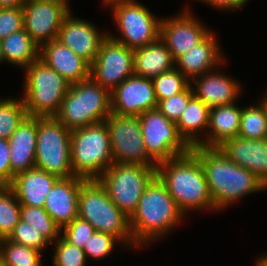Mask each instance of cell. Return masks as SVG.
Here are the masks:
<instances>
[{
    "label": "cell",
    "mask_w": 267,
    "mask_h": 266,
    "mask_svg": "<svg viewBox=\"0 0 267 266\" xmlns=\"http://www.w3.org/2000/svg\"><path fill=\"white\" fill-rule=\"evenodd\" d=\"M191 151L205 171L215 211L228 208L241 197L267 189L254 173L235 164L219 148L194 146Z\"/></svg>",
    "instance_id": "6da1fadb"
},
{
    "label": "cell",
    "mask_w": 267,
    "mask_h": 266,
    "mask_svg": "<svg viewBox=\"0 0 267 266\" xmlns=\"http://www.w3.org/2000/svg\"><path fill=\"white\" fill-rule=\"evenodd\" d=\"M156 176L184 215L195 209L214 210L205 171L191 150L184 155L158 163Z\"/></svg>",
    "instance_id": "7a4b0ae2"
},
{
    "label": "cell",
    "mask_w": 267,
    "mask_h": 266,
    "mask_svg": "<svg viewBox=\"0 0 267 266\" xmlns=\"http://www.w3.org/2000/svg\"><path fill=\"white\" fill-rule=\"evenodd\" d=\"M184 216L165 185L156 176L143 192L136 211L129 218L134 244L141 247L159 240L172 232L170 230L180 224Z\"/></svg>",
    "instance_id": "3957f363"
},
{
    "label": "cell",
    "mask_w": 267,
    "mask_h": 266,
    "mask_svg": "<svg viewBox=\"0 0 267 266\" xmlns=\"http://www.w3.org/2000/svg\"><path fill=\"white\" fill-rule=\"evenodd\" d=\"M78 217L89 222L95 231L116 237L126 247H136L130 230L129 217L111 201L105 187L98 179L85 180L81 184Z\"/></svg>",
    "instance_id": "277c9868"
},
{
    "label": "cell",
    "mask_w": 267,
    "mask_h": 266,
    "mask_svg": "<svg viewBox=\"0 0 267 266\" xmlns=\"http://www.w3.org/2000/svg\"><path fill=\"white\" fill-rule=\"evenodd\" d=\"M110 113V92L90 77L70 85L54 117L69 131H74L105 122Z\"/></svg>",
    "instance_id": "5b68a950"
},
{
    "label": "cell",
    "mask_w": 267,
    "mask_h": 266,
    "mask_svg": "<svg viewBox=\"0 0 267 266\" xmlns=\"http://www.w3.org/2000/svg\"><path fill=\"white\" fill-rule=\"evenodd\" d=\"M24 71V94L21 98L27 115L54 117L71 84L40 59Z\"/></svg>",
    "instance_id": "8992f818"
},
{
    "label": "cell",
    "mask_w": 267,
    "mask_h": 266,
    "mask_svg": "<svg viewBox=\"0 0 267 266\" xmlns=\"http://www.w3.org/2000/svg\"><path fill=\"white\" fill-rule=\"evenodd\" d=\"M70 154L75 176L98 179L114 163L106 122L71 131Z\"/></svg>",
    "instance_id": "52a82bcc"
},
{
    "label": "cell",
    "mask_w": 267,
    "mask_h": 266,
    "mask_svg": "<svg viewBox=\"0 0 267 266\" xmlns=\"http://www.w3.org/2000/svg\"><path fill=\"white\" fill-rule=\"evenodd\" d=\"M70 147L71 131L55 117H38L35 168L59 179L75 176Z\"/></svg>",
    "instance_id": "ba28073f"
},
{
    "label": "cell",
    "mask_w": 267,
    "mask_h": 266,
    "mask_svg": "<svg viewBox=\"0 0 267 266\" xmlns=\"http://www.w3.org/2000/svg\"><path fill=\"white\" fill-rule=\"evenodd\" d=\"M156 177V169L140 164L113 163L99 178L111 201L127 216L136 211L143 192Z\"/></svg>",
    "instance_id": "9c48e42d"
},
{
    "label": "cell",
    "mask_w": 267,
    "mask_h": 266,
    "mask_svg": "<svg viewBox=\"0 0 267 266\" xmlns=\"http://www.w3.org/2000/svg\"><path fill=\"white\" fill-rule=\"evenodd\" d=\"M120 37L108 36L128 48L136 49L151 44L160 37L161 19L136 0H115L108 3ZM158 18V19H157Z\"/></svg>",
    "instance_id": "30bf717a"
},
{
    "label": "cell",
    "mask_w": 267,
    "mask_h": 266,
    "mask_svg": "<svg viewBox=\"0 0 267 266\" xmlns=\"http://www.w3.org/2000/svg\"><path fill=\"white\" fill-rule=\"evenodd\" d=\"M105 122L114 163L157 168L158 163L148 154L143 142L138 116H121L111 112Z\"/></svg>",
    "instance_id": "8fae6325"
},
{
    "label": "cell",
    "mask_w": 267,
    "mask_h": 266,
    "mask_svg": "<svg viewBox=\"0 0 267 266\" xmlns=\"http://www.w3.org/2000/svg\"><path fill=\"white\" fill-rule=\"evenodd\" d=\"M138 118L146 150L157 163L191 150L179 135L176 123L167 119L157 108L142 113Z\"/></svg>",
    "instance_id": "7c38bea8"
},
{
    "label": "cell",
    "mask_w": 267,
    "mask_h": 266,
    "mask_svg": "<svg viewBox=\"0 0 267 266\" xmlns=\"http://www.w3.org/2000/svg\"><path fill=\"white\" fill-rule=\"evenodd\" d=\"M134 49L107 37L90 68V77L110 93L134 75Z\"/></svg>",
    "instance_id": "4fadbf2b"
},
{
    "label": "cell",
    "mask_w": 267,
    "mask_h": 266,
    "mask_svg": "<svg viewBox=\"0 0 267 266\" xmlns=\"http://www.w3.org/2000/svg\"><path fill=\"white\" fill-rule=\"evenodd\" d=\"M69 1H26L24 29L39 46L56 40L63 20L71 12Z\"/></svg>",
    "instance_id": "5bb4252c"
},
{
    "label": "cell",
    "mask_w": 267,
    "mask_h": 266,
    "mask_svg": "<svg viewBox=\"0 0 267 266\" xmlns=\"http://www.w3.org/2000/svg\"><path fill=\"white\" fill-rule=\"evenodd\" d=\"M111 112L121 116H139L158 107L152 79L132 75L111 93Z\"/></svg>",
    "instance_id": "9a60e30c"
},
{
    "label": "cell",
    "mask_w": 267,
    "mask_h": 266,
    "mask_svg": "<svg viewBox=\"0 0 267 266\" xmlns=\"http://www.w3.org/2000/svg\"><path fill=\"white\" fill-rule=\"evenodd\" d=\"M188 10L184 8L183 12L174 17L161 18L160 38L174 59L194 48L210 32Z\"/></svg>",
    "instance_id": "2e32d148"
},
{
    "label": "cell",
    "mask_w": 267,
    "mask_h": 266,
    "mask_svg": "<svg viewBox=\"0 0 267 266\" xmlns=\"http://www.w3.org/2000/svg\"><path fill=\"white\" fill-rule=\"evenodd\" d=\"M71 14L72 11L63 20L57 39L91 65L97 58L101 44L108 37V32L100 33L90 21Z\"/></svg>",
    "instance_id": "e0dca14e"
},
{
    "label": "cell",
    "mask_w": 267,
    "mask_h": 266,
    "mask_svg": "<svg viewBox=\"0 0 267 266\" xmlns=\"http://www.w3.org/2000/svg\"><path fill=\"white\" fill-rule=\"evenodd\" d=\"M192 82L195 84H191L194 96L209 108L236 103L242 92L238 81L220 71H208L193 78Z\"/></svg>",
    "instance_id": "ac0fdd59"
},
{
    "label": "cell",
    "mask_w": 267,
    "mask_h": 266,
    "mask_svg": "<svg viewBox=\"0 0 267 266\" xmlns=\"http://www.w3.org/2000/svg\"><path fill=\"white\" fill-rule=\"evenodd\" d=\"M85 180L78 176L59 179L48 192L43 208L61 229L78 217V198Z\"/></svg>",
    "instance_id": "d6986e66"
},
{
    "label": "cell",
    "mask_w": 267,
    "mask_h": 266,
    "mask_svg": "<svg viewBox=\"0 0 267 266\" xmlns=\"http://www.w3.org/2000/svg\"><path fill=\"white\" fill-rule=\"evenodd\" d=\"M218 148L231 161L254 173L267 185V138L256 140L237 136Z\"/></svg>",
    "instance_id": "ffe728a7"
},
{
    "label": "cell",
    "mask_w": 267,
    "mask_h": 266,
    "mask_svg": "<svg viewBox=\"0 0 267 266\" xmlns=\"http://www.w3.org/2000/svg\"><path fill=\"white\" fill-rule=\"evenodd\" d=\"M39 59L57 71L71 85L90 78L91 65L58 39L40 47Z\"/></svg>",
    "instance_id": "44dd1931"
},
{
    "label": "cell",
    "mask_w": 267,
    "mask_h": 266,
    "mask_svg": "<svg viewBox=\"0 0 267 266\" xmlns=\"http://www.w3.org/2000/svg\"><path fill=\"white\" fill-rule=\"evenodd\" d=\"M216 35L210 31L194 48L175 59L177 68L189 81L204 73L215 70L225 62Z\"/></svg>",
    "instance_id": "7402d4cb"
},
{
    "label": "cell",
    "mask_w": 267,
    "mask_h": 266,
    "mask_svg": "<svg viewBox=\"0 0 267 266\" xmlns=\"http://www.w3.org/2000/svg\"><path fill=\"white\" fill-rule=\"evenodd\" d=\"M38 117L26 116L8 139L10 164L14 175L35 168Z\"/></svg>",
    "instance_id": "603a6c76"
},
{
    "label": "cell",
    "mask_w": 267,
    "mask_h": 266,
    "mask_svg": "<svg viewBox=\"0 0 267 266\" xmlns=\"http://www.w3.org/2000/svg\"><path fill=\"white\" fill-rule=\"evenodd\" d=\"M58 180L44 170L33 168L15 175L10 187L21 205L43 207Z\"/></svg>",
    "instance_id": "cb8c5ba5"
},
{
    "label": "cell",
    "mask_w": 267,
    "mask_h": 266,
    "mask_svg": "<svg viewBox=\"0 0 267 266\" xmlns=\"http://www.w3.org/2000/svg\"><path fill=\"white\" fill-rule=\"evenodd\" d=\"M241 113L242 108L236 103L211 107L209 110V126L206 137L197 146L218 148L225 141L237 137L239 134Z\"/></svg>",
    "instance_id": "d4e9b609"
},
{
    "label": "cell",
    "mask_w": 267,
    "mask_h": 266,
    "mask_svg": "<svg viewBox=\"0 0 267 266\" xmlns=\"http://www.w3.org/2000/svg\"><path fill=\"white\" fill-rule=\"evenodd\" d=\"M134 75L154 78L175 68V59L159 37L149 45L134 49Z\"/></svg>",
    "instance_id": "484cf974"
},
{
    "label": "cell",
    "mask_w": 267,
    "mask_h": 266,
    "mask_svg": "<svg viewBox=\"0 0 267 266\" xmlns=\"http://www.w3.org/2000/svg\"><path fill=\"white\" fill-rule=\"evenodd\" d=\"M209 110L208 106L193 96L176 122L179 135L190 147L197 146L201 142L203 138H200L199 134L202 135V132L204 133L203 137L204 135L206 137L205 132L209 126ZM197 133H199L198 136Z\"/></svg>",
    "instance_id": "4316f807"
},
{
    "label": "cell",
    "mask_w": 267,
    "mask_h": 266,
    "mask_svg": "<svg viewBox=\"0 0 267 266\" xmlns=\"http://www.w3.org/2000/svg\"><path fill=\"white\" fill-rule=\"evenodd\" d=\"M4 61L26 69L32 62L39 59L40 47L32 37L22 29L1 40Z\"/></svg>",
    "instance_id": "83f0119b"
},
{
    "label": "cell",
    "mask_w": 267,
    "mask_h": 266,
    "mask_svg": "<svg viewBox=\"0 0 267 266\" xmlns=\"http://www.w3.org/2000/svg\"><path fill=\"white\" fill-rule=\"evenodd\" d=\"M256 105L242 107L238 137L262 140L267 138V111L260 100Z\"/></svg>",
    "instance_id": "f1b7e54d"
},
{
    "label": "cell",
    "mask_w": 267,
    "mask_h": 266,
    "mask_svg": "<svg viewBox=\"0 0 267 266\" xmlns=\"http://www.w3.org/2000/svg\"><path fill=\"white\" fill-rule=\"evenodd\" d=\"M21 220V204L10 186H0V237L8 238Z\"/></svg>",
    "instance_id": "f546056e"
},
{
    "label": "cell",
    "mask_w": 267,
    "mask_h": 266,
    "mask_svg": "<svg viewBox=\"0 0 267 266\" xmlns=\"http://www.w3.org/2000/svg\"><path fill=\"white\" fill-rule=\"evenodd\" d=\"M42 252L3 238L0 242V257L6 266H42Z\"/></svg>",
    "instance_id": "4dcf8cb0"
},
{
    "label": "cell",
    "mask_w": 267,
    "mask_h": 266,
    "mask_svg": "<svg viewBox=\"0 0 267 266\" xmlns=\"http://www.w3.org/2000/svg\"><path fill=\"white\" fill-rule=\"evenodd\" d=\"M21 220L43 234L51 244L61 236V228L43 207L21 205Z\"/></svg>",
    "instance_id": "1f68e13d"
},
{
    "label": "cell",
    "mask_w": 267,
    "mask_h": 266,
    "mask_svg": "<svg viewBox=\"0 0 267 266\" xmlns=\"http://www.w3.org/2000/svg\"><path fill=\"white\" fill-rule=\"evenodd\" d=\"M26 116L21 97L0 99V138L8 140Z\"/></svg>",
    "instance_id": "d6a6232c"
},
{
    "label": "cell",
    "mask_w": 267,
    "mask_h": 266,
    "mask_svg": "<svg viewBox=\"0 0 267 266\" xmlns=\"http://www.w3.org/2000/svg\"><path fill=\"white\" fill-rule=\"evenodd\" d=\"M152 82L158 102L179 94L191 84L177 68L152 78Z\"/></svg>",
    "instance_id": "836d02e7"
},
{
    "label": "cell",
    "mask_w": 267,
    "mask_h": 266,
    "mask_svg": "<svg viewBox=\"0 0 267 266\" xmlns=\"http://www.w3.org/2000/svg\"><path fill=\"white\" fill-rule=\"evenodd\" d=\"M7 239L13 243L34 248L40 252H44L51 243L43 234L23 220L18 222L14 231Z\"/></svg>",
    "instance_id": "e575fe53"
},
{
    "label": "cell",
    "mask_w": 267,
    "mask_h": 266,
    "mask_svg": "<svg viewBox=\"0 0 267 266\" xmlns=\"http://www.w3.org/2000/svg\"><path fill=\"white\" fill-rule=\"evenodd\" d=\"M54 266H87L86 255L83 248L73 246L61 236L54 242Z\"/></svg>",
    "instance_id": "d590c367"
},
{
    "label": "cell",
    "mask_w": 267,
    "mask_h": 266,
    "mask_svg": "<svg viewBox=\"0 0 267 266\" xmlns=\"http://www.w3.org/2000/svg\"><path fill=\"white\" fill-rule=\"evenodd\" d=\"M117 241L119 242V240L112 235L95 231L83 248L86 259L91 258L97 260L107 257V255H110L112 251H114Z\"/></svg>",
    "instance_id": "8d00e7d4"
},
{
    "label": "cell",
    "mask_w": 267,
    "mask_h": 266,
    "mask_svg": "<svg viewBox=\"0 0 267 266\" xmlns=\"http://www.w3.org/2000/svg\"><path fill=\"white\" fill-rule=\"evenodd\" d=\"M94 232L95 229L89 222L77 217L61 229V237L73 246L84 248Z\"/></svg>",
    "instance_id": "74e56055"
},
{
    "label": "cell",
    "mask_w": 267,
    "mask_h": 266,
    "mask_svg": "<svg viewBox=\"0 0 267 266\" xmlns=\"http://www.w3.org/2000/svg\"><path fill=\"white\" fill-rule=\"evenodd\" d=\"M194 96L191 84L182 92L170 98L160 100L157 109L169 120L177 122L186 108L189 100Z\"/></svg>",
    "instance_id": "f35d334b"
},
{
    "label": "cell",
    "mask_w": 267,
    "mask_h": 266,
    "mask_svg": "<svg viewBox=\"0 0 267 266\" xmlns=\"http://www.w3.org/2000/svg\"><path fill=\"white\" fill-rule=\"evenodd\" d=\"M22 29H24L22 7L0 8V41Z\"/></svg>",
    "instance_id": "ab89813d"
},
{
    "label": "cell",
    "mask_w": 267,
    "mask_h": 266,
    "mask_svg": "<svg viewBox=\"0 0 267 266\" xmlns=\"http://www.w3.org/2000/svg\"><path fill=\"white\" fill-rule=\"evenodd\" d=\"M9 152V141L0 138V186H10L15 176L11 171Z\"/></svg>",
    "instance_id": "60d3db41"
},
{
    "label": "cell",
    "mask_w": 267,
    "mask_h": 266,
    "mask_svg": "<svg viewBox=\"0 0 267 266\" xmlns=\"http://www.w3.org/2000/svg\"><path fill=\"white\" fill-rule=\"evenodd\" d=\"M203 1L205 4L219 8L220 10H235L240 9L246 5L249 0H199Z\"/></svg>",
    "instance_id": "b9f144b4"
},
{
    "label": "cell",
    "mask_w": 267,
    "mask_h": 266,
    "mask_svg": "<svg viewBox=\"0 0 267 266\" xmlns=\"http://www.w3.org/2000/svg\"><path fill=\"white\" fill-rule=\"evenodd\" d=\"M27 0H0V8L23 7Z\"/></svg>",
    "instance_id": "7bdbcfd3"
},
{
    "label": "cell",
    "mask_w": 267,
    "mask_h": 266,
    "mask_svg": "<svg viewBox=\"0 0 267 266\" xmlns=\"http://www.w3.org/2000/svg\"><path fill=\"white\" fill-rule=\"evenodd\" d=\"M266 254V255H265ZM264 255H261L260 257H258L256 260V266H267V253H265Z\"/></svg>",
    "instance_id": "ee69618b"
},
{
    "label": "cell",
    "mask_w": 267,
    "mask_h": 266,
    "mask_svg": "<svg viewBox=\"0 0 267 266\" xmlns=\"http://www.w3.org/2000/svg\"><path fill=\"white\" fill-rule=\"evenodd\" d=\"M267 94V93H266ZM265 94V96L263 98H261L262 103L264 104L266 111H267V95Z\"/></svg>",
    "instance_id": "f6af8a7d"
},
{
    "label": "cell",
    "mask_w": 267,
    "mask_h": 266,
    "mask_svg": "<svg viewBox=\"0 0 267 266\" xmlns=\"http://www.w3.org/2000/svg\"><path fill=\"white\" fill-rule=\"evenodd\" d=\"M4 61L3 54H2V48H1V41H0V63Z\"/></svg>",
    "instance_id": "bcb514c9"
},
{
    "label": "cell",
    "mask_w": 267,
    "mask_h": 266,
    "mask_svg": "<svg viewBox=\"0 0 267 266\" xmlns=\"http://www.w3.org/2000/svg\"><path fill=\"white\" fill-rule=\"evenodd\" d=\"M27 1H68V0H27Z\"/></svg>",
    "instance_id": "7dc6e473"
},
{
    "label": "cell",
    "mask_w": 267,
    "mask_h": 266,
    "mask_svg": "<svg viewBox=\"0 0 267 266\" xmlns=\"http://www.w3.org/2000/svg\"><path fill=\"white\" fill-rule=\"evenodd\" d=\"M115 1V0H103V4L107 5L108 3Z\"/></svg>",
    "instance_id": "c3c4849f"
},
{
    "label": "cell",
    "mask_w": 267,
    "mask_h": 266,
    "mask_svg": "<svg viewBox=\"0 0 267 266\" xmlns=\"http://www.w3.org/2000/svg\"><path fill=\"white\" fill-rule=\"evenodd\" d=\"M0 266H6L4 260L0 257Z\"/></svg>",
    "instance_id": "681fc988"
}]
</instances>
